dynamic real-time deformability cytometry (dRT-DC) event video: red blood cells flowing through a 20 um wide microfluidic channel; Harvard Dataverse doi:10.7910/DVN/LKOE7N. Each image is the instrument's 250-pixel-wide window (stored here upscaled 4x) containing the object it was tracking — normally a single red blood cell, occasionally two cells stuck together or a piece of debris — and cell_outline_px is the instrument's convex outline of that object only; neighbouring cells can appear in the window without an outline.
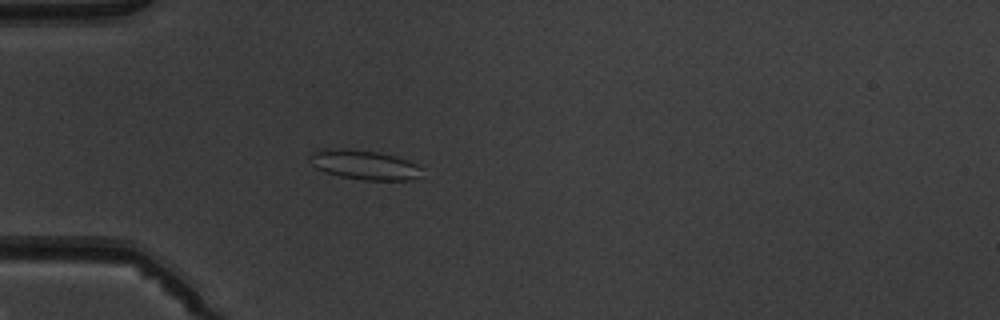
{"species": "common noctule bat (a hibernating species)", "species_latin": "Nyctalus noctula", "temperature_condition": "warm", "stored_images_in_passage": 5, "camera_frame_rate_fps": 3000, "um_per_image_px": 0.085, "animal": {"sex": "male", "body_mass_g": 19.5, "forearm_length_mm": 54.6}, "frame": {"image": 1, "passage_image": 5, "time_ms": 4.667, "image_size_px": [1000, 320], "cell_outline_px": [[424, 168], [420, 176], [408, 180], [364, 180], [340, 176], [324, 172], [316, 168], [308, 160], [308, 156], [312, 152], [324, 148], [344, 148], [380, 152], [396, 156], [408, 160]], "centroid_in_image_um": [30.95, 13.99], "position_along_channel_um": 54.1, "area_um2": 19.59}}